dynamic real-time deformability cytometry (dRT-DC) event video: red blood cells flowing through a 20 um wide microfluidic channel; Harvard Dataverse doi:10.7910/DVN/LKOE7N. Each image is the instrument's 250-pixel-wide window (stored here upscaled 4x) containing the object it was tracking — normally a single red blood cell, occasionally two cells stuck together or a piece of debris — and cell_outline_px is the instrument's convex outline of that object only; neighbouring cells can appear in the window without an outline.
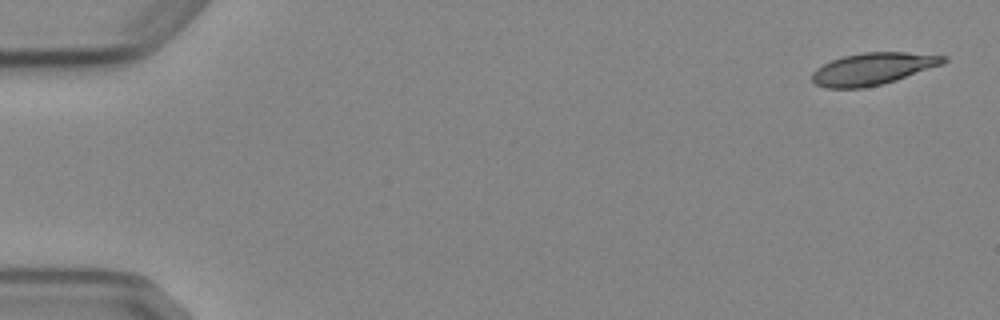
{"species": "Egyptian fruit bat (a non-hibernating species)", "species_latin": "Rousettus aegyptiacus", "temperature_condition": "cold", "stored_images_in_passage": 4, "camera_frame_rate_fps": 3000, "um_per_image_px": 0.085, "animal": {"sex": "female"}, "frame": {"image": 1, "passage_image": 1, "time_ms": 0.0, "image_size_px": [1000, 320], "cell_outline_px": [[948, 60], [944, 64], [896, 80], [880, 84], [860, 88], [828, 88], [816, 84], [812, 80], [812, 72], [816, 68], [832, 60], [844, 56], [864, 52], [904, 52], [948, 56]], "centroid_in_image_um": [74.22, 5.84], "position_along_channel_um": 10.8, "area_um2": 24.39}}
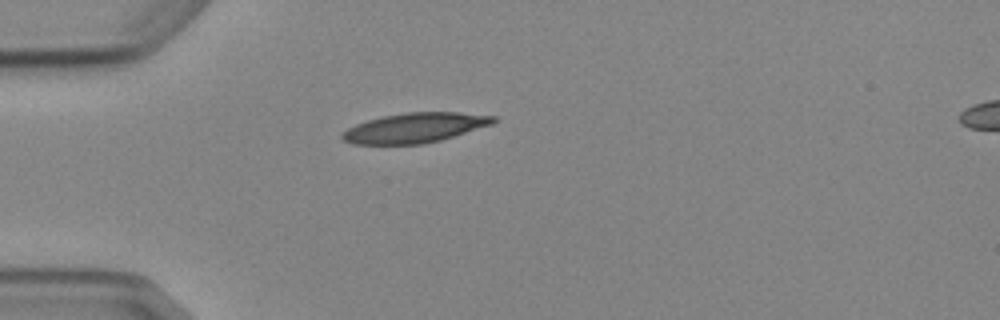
{"frame": {"image": 2, "passage_image": 4, "time_ms": 4.333, "image_size_px": [1000, 320], "cell_outline_px": [[496, 120], [492, 124], [440, 140], [424, 144], [352, 144], [344, 140], [340, 136], [340, 132], [356, 124], [368, 120], [384, 116], [408, 112], [460, 112], [496, 116]], "centroid_in_image_um": [35.24, 10.86], "position_along_channel_um": 49.8, "area_um2": 26.13}}